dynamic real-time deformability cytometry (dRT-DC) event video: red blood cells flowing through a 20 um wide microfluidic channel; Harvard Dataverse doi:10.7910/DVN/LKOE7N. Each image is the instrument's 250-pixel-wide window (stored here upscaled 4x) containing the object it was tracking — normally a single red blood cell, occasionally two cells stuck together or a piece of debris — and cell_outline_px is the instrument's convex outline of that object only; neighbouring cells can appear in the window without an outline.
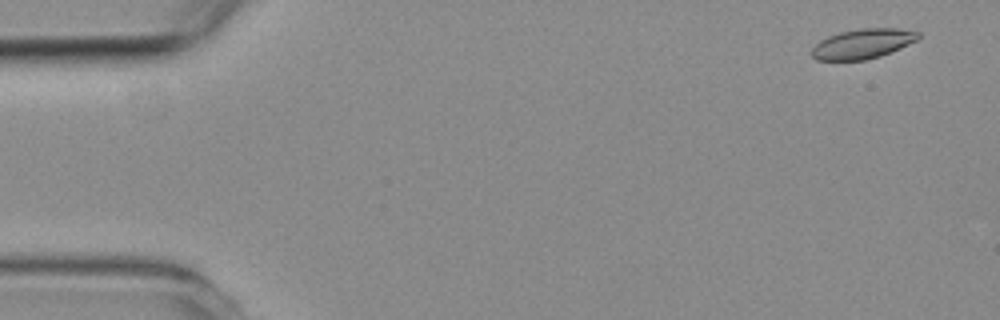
{"species": "common noctule bat (a hibernating species)", "species_latin": "Nyctalus noctula", "temperature_condition": "room temperature", "stored_images_in_passage": 4, "camera_frame_rate_fps": 3000, "um_per_image_px": 0.085, "animal": {"sex": "female", "body_mass_g": 19.3, "forearm_length_mm": 54.1}, "frame": {"image": 1, "passage_image": 1, "time_ms": 0.0, "image_size_px": [1000, 320], "cell_outline_px": [[920, 36], [916, 40], [900, 48], [880, 56], [864, 60], [816, 60], [812, 56], [812, 48], [820, 40], [828, 36], [840, 32], [864, 28], [900, 28], [920, 32]], "centroid_in_image_um": [73.33, 3.71], "position_along_channel_um": 11.7, "area_um2": 18.38}}
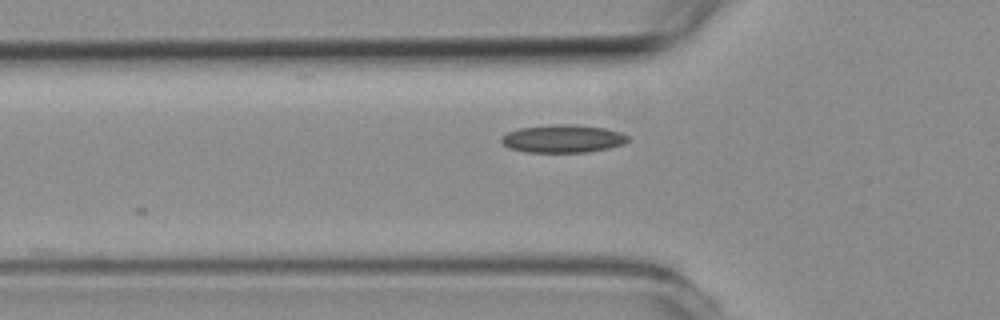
{"frame": {"image": 2, "passage_image": 4, "time_ms": 5.0, "image_size_px": [1000, 320], "cell_outline_px": [[628, 140], [624, 144], [608, 148], [588, 152], [528, 152], [512, 148], [504, 144], [500, 140], [500, 136], [508, 132], [520, 128], [556, 124], [568, 124], [604, 128], [620, 132], [628, 136]], "centroid_in_image_um": [47.85, 11.79], "position_along_channel_um": 78.0, "area_um2": 20.35}}